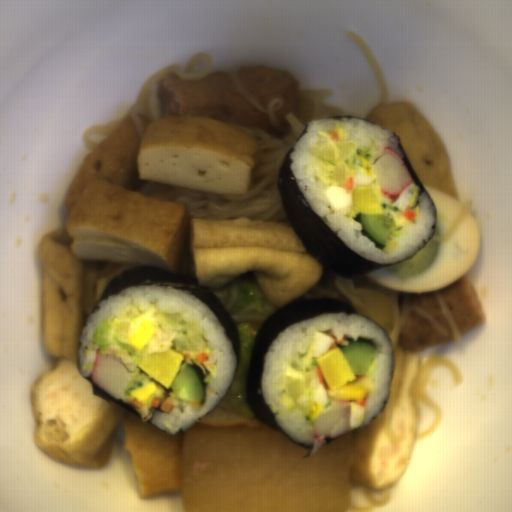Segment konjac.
<instances>
[{"label":"konjac","instance_id":"1","mask_svg":"<svg viewBox=\"0 0 512 512\" xmlns=\"http://www.w3.org/2000/svg\"><path fill=\"white\" fill-rule=\"evenodd\" d=\"M254 65L266 66L263 63H254L238 67H220L215 65L213 57L206 51L197 53L186 64L174 63L164 67L147 79L137 99L124 114L110 122L93 124L85 130L83 140L92 151L108 137L125 116H131L142 141L150 122L166 115L158 97L159 81L165 74L175 73L185 80H195L209 76L214 70H227L238 93L254 109L269 113L271 121V129H243L252 132L256 139L250 184L246 192L238 195L204 192L142 179L139 175L130 190L184 202L188 224H191L193 218H216L255 219L290 225L280 202L278 189L279 172L288 151L307 129L309 121L332 116L354 117L340 107L327 105L326 101L330 98L331 91L301 89L300 117L294 113L286 114L285 118L290 126L288 130H282L276 116V111L282 107L281 100L273 98L269 106H263L236 75L237 69Z\"/></svg>","mask_w":512,"mask_h":512},{"label":"konjac","instance_id":"2","mask_svg":"<svg viewBox=\"0 0 512 512\" xmlns=\"http://www.w3.org/2000/svg\"><path fill=\"white\" fill-rule=\"evenodd\" d=\"M438 365H445L449 368L454 385H460L462 383V375L461 370L457 366L454 360L442 355V354H430L426 357L420 367L417 383L414 391V399L416 401L423 402L429 408H431L435 414V421L431 424L428 430L421 432L415 436L416 442H424L428 438H430L436 430L439 428L443 412L442 408L438 403L427 397L424 393L427 381L434 371L435 367Z\"/></svg>","mask_w":512,"mask_h":512},{"label":"konjac","instance_id":"3","mask_svg":"<svg viewBox=\"0 0 512 512\" xmlns=\"http://www.w3.org/2000/svg\"><path fill=\"white\" fill-rule=\"evenodd\" d=\"M410 295L411 292H397L391 289L393 316L391 329L388 337L392 345L393 351L397 348L401 328L410 312L418 313L440 333H442L446 337L449 336L448 331L443 326H441L432 316H430L425 310L420 309L416 306H410Z\"/></svg>","mask_w":512,"mask_h":512},{"label":"konjac","instance_id":"4","mask_svg":"<svg viewBox=\"0 0 512 512\" xmlns=\"http://www.w3.org/2000/svg\"><path fill=\"white\" fill-rule=\"evenodd\" d=\"M345 38L353 42L360 51L366 56L369 65L372 69V72L375 76L379 95L381 98L382 103H390L388 91L386 87V83L384 81V78L382 76V73L380 71V68L378 66L377 60L374 56V54L371 52V50L368 48V46L365 44V42L362 40V38L359 36L358 33L353 31H348L345 33Z\"/></svg>","mask_w":512,"mask_h":512},{"label":"konjac","instance_id":"5","mask_svg":"<svg viewBox=\"0 0 512 512\" xmlns=\"http://www.w3.org/2000/svg\"><path fill=\"white\" fill-rule=\"evenodd\" d=\"M360 486L362 487L363 493L368 501L367 506H355L351 502L349 503L346 512H372L375 507L387 506L390 503V488L383 489L380 499H374L371 491V487L364 486L352 479V489Z\"/></svg>","mask_w":512,"mask_h":512},{"label":"konjac","instance_id":"6","mask_svg":"<svg viewBox=\"0 0 512 512\" xmlns=\"http://www.w3.org/2000/svg\"><path fill=\"white\" fill-rule=\"evenodd\" d=\"M334 280L342 295L349 299L358 308L368 311L367 306L364 305L359 298V295L366 293V289L356 288L353 279L346 280L340 277L338 274Z\"/></svg>","mask_w":512,"mask_h":512},{"label":"konjac","instance_id":"7","mask_svg":"<svg viewBox=\"0 0 512 512\" xmlns=\"http://www.w3.org/2000/svg\"><path fill=\"white\" fill-rule=\"evenodd\" d=\"M436 297L438 299V302L440 304V307L442 309V312L444 314L445 320L447 322V325L449 327V330L451 332V335L453 337L454 342L457 345L462 344L461 334L459 332L458 326L456 324L455 318L453 316V313L445 300L441 290H434Z\"/></svg>","mask_w":512,"mask_h":512},{"label":"konjac","instance_id":"8","mask_svg":"<svg viewBox=\"0 0 512 512\" xmlns=\"http://www.w3.org/2000/svg\"><path fill=\"white\" fill-rule=\"evenodd\" d=\"M471 206H472L471 202L466 203V205L464 206L460 215L458 216L457 220L455 221L454 225L445 234H443L441 236H435L433 234V236L430 239H433L435 241H446V240L450 239L455 234V232L458 230V228L462 225V223L465 221V219L467 218V216L470 212Z\"/></svg>","mask_w":512,"mask_h":512}]
</instances>
